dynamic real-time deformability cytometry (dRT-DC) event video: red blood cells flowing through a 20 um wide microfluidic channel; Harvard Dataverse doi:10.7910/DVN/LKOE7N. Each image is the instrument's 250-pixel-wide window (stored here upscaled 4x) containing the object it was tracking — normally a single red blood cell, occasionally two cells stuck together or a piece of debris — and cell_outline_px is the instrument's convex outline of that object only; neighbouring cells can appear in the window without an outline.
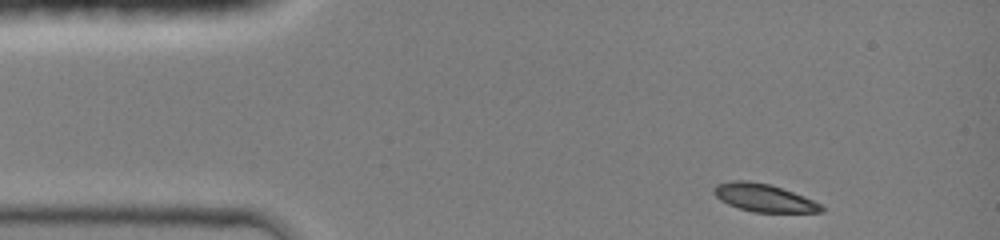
{"species": "common noctule bat (a hibernating species)", "species_latin": "Nyctalus noctula", "temperature_condition": "room temperature", "stored_images_in_passage": 19, "camera_frame_rate_fps": 3000, "um_per_image_px": 0.085, "animal": {"sex": "female", "body_mass_g": 19.0, "forearm_length_mm": 51.5}, "frame": {"image": 1, "passage_image": 1, "time_ms": 0.0, "image_size_px": [1000, 240], "cell_outline_px": [[824, 212], [752, 212], [728, 204], [720, 200], [712, 192], [712, 188], [716, 184], [732, 180], [748, 180], [768, 184], [804, 196], [820, 204], [824, 208]], "centroid_in_image_um": [64.88, 16.81], "position_along_channel_um": 20.1, "area_um2": 17.34}}
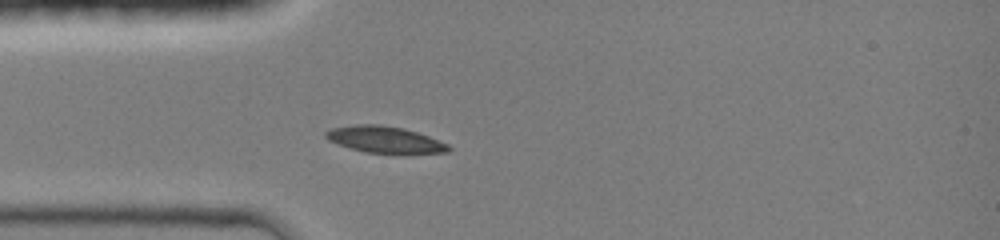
{"frame": {"image": 2, "passage_image": 16, "time_ms": 2.333, "image_size_px": [1000, 240], "cell_outline_px": [[452, 148], [448, 152], [364, 152], [348, 148], [328, 140], [324, 136], [324, 132], [332, 128], [352, 124], [380, 124], [404, 128], [428, 136], [448, 144]], "centroid_in_image_um": [32.63, 11.83], "position_along_channel_um": 52.4, "area_um2": 18.73}}